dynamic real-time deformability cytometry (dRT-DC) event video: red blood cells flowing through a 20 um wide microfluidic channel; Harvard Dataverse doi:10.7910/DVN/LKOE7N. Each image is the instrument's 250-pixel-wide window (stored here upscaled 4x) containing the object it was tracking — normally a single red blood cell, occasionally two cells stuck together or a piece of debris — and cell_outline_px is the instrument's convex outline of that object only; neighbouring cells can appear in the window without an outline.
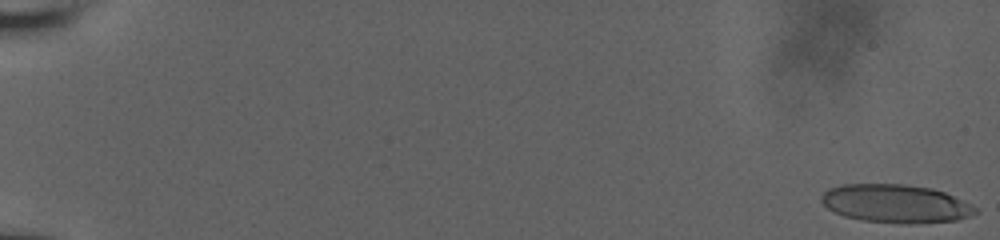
{"species": "human", "species_latin": "Homo sapiens", "temperature_condition": "room temperature", "stored_images_in_passage": 57, "camera_frame_rate_fps": 3000, "um_per_image_px": 0.085, "donor": {"sex": "male"}, "frame": {"image": 1, "passage_image": 1, "time_ms": 0.0, "image_size_px": [1000, 240], "cell_outline_px": [[980, 212], [956, 220], [908, 224], [864, 220], [844, 216], [828, 208], [820, 200], [820, 196], [828, 188], [840, 184], [904, 184], [932, 188], [944, 192], [972, 204]], "centroid_in_image_um": [76.13, 17.29], "position_along_channel_um": 8.9, "area_um2": 34.33}}
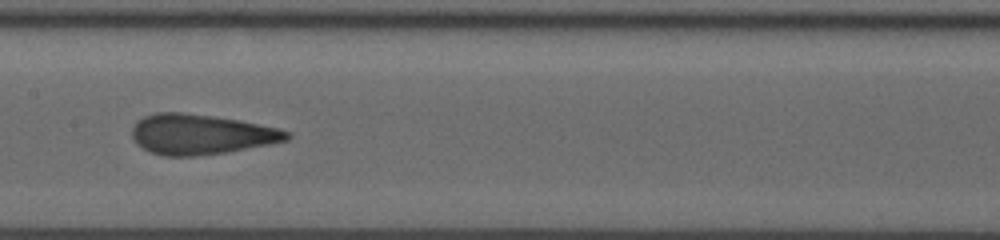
{"frame": {"image": 2, "passage_image": 32, "time_ms": 10.333, "image_size_px": [1000, 240], "cell_outline_px": [[292, 136], [288, 140], [268, 144], [224, 152], [192, 156], [164, 156], [152, 152], [136, 144], [132, 136], [132, 128], [136, 120], [144, 116], [156, 112], [184, 112], [240, 120], [280, 128], [288, 132]], "centroid_in_image_um": [17.05, 11.4], "position_along_channel_um": 190.3, "area_um2": 36.13}}
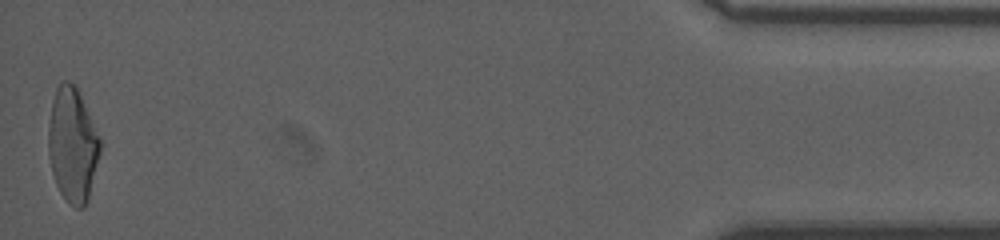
{"frame": {"image": 3, "passage_image": 57, "time_ms": 18.667, "image_size_px": [1000, 240], "cell_outline_px": [[100, 152], [88, 200], [84, 208], [76, 208], [68, 204], [60, 192], [56, 184], [52, 172], [48, 156], [48, 128], [52, 100], [56, 88], [64, 80], [68, 80], [76, 88], [100, 136]], "centroid_in_image_um": [6.15, 12.36], "position_along_channel_um": 429.0, "area_um2": 34.39}, "authors_computed_cell_mechanics": {"area_um2": 35.4314, "velocity_mm_per_s": 3.8487, "shape_relaxation_time_tau1_ms": null, "shape_relaxation_time_tau2_ms": 1.1092, "deformation_change_tau1": null, "deformation_change_tau2": 0.1055}}